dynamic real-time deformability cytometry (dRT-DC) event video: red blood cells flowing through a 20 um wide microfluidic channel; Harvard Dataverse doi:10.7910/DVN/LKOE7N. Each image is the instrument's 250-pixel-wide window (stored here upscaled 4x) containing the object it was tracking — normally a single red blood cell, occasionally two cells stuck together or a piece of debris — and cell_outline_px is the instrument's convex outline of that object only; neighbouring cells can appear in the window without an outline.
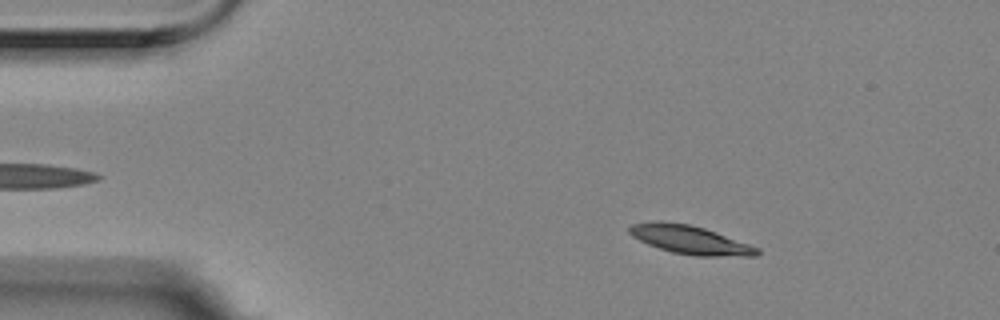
{"species": "Egyptian fruit bat (a non-hibernating species)", "species_latin": "Rousettus aegyptiacus", "temperature_condition": "room temperature", "stored_images_in_passage": 3, "camera_frame_rate_fps": 3000, "um_per_image_px": 0.085, "animal": {"sex": "female"}, "frame": {"image": 1, "passage_image": 2, "time_ms": 0.333, "image_size_px": [1000, 320], "cell_outline_px": [[760, 252], [756, 256], [696, 256], [672, 252], [648, 244], [632, 236], [628, 232], [628, 228], [632, 224], [688, 224], [704, 228], [716, 232], [760, 248]], "centroid_in_image_um": [58.76, 20.44], "position_along_channel_um": 26.2, "area_um2": 20.35}}